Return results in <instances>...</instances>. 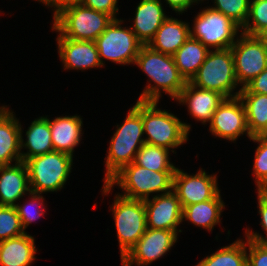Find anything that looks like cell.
I'll use <instances>...</instances> for the list:
<instances>
[{
  "mask_svg": "<svg viewBox=\"0 0 267 266\" xmlns=\"http://www.w3.org/2000/svg\"><path fill=\"white\" fill-rule=\"evenodd\" d=\"M134 65L148 77L147 84L137 99L139 101L159 102L162 93L175 101L186 84L173 56L160 53L148 45H142Z\"/></svg>",
  "mask_w": 267,
  "mask_h": 266,
  "instance_id": "cell-1",
  "label": "cell"
},
{
  "mask_svg": "<svg viewBox=\"0 0 267 266\" xmlns=\"http://www.w3.org/2000/svg\"><path fill=\"white\" fill-rule=\"evenodd\" d=\"M174 173L175 171L156 172L132 162L123 166L106 183H103L101 194L102 196L112 194L115 185L121 190L118 195L144 201L172 191Z\"/></svg>",
  "mask_w": 267,
  "mask_h": 266,
  "instance_id": "cell-2",
  "label": "cell"
},
{
  "mask_svg": "<svg viewBox=\"0 0 267 266\" xmlns=\"http://www.w3.org/2000/svg\"><path fill=\"white\" fill-rule=\"evenodd\" d=\"M127 112L123 122L120 125L117 124L116 130L109 141L108 151H106V157L104 158V183L123 166L134 162L137 152L145 143L141 101L136 100Z\"/></svg>",
  "mask_w": 267,
  "mask_h": 266,
  "instance_id": "cell-3",
  "label": "cell"
},
{
  "mask_svg": "<svg viewBox=\"0 0 267 266\" xmlns=\"http://www.w3.org/2000/svg\"><path fill=\"white\" fill-rule=\"evenodd\" d=\"M159 102L141 101V117L145 143L163 147L176 154L175 149L188 142L191 124L168 110L158 108Z\"/></svg>",
  "mask_w": 267,
  "mask_h": 266,
  "instance_id": "cell-4",
  "label": "cell"
},
{
  "mask_svg": "<svg viewBox=\"0 0 267 266\" xmlns=\"http://www.w3.org/2000/svg\"><path fill=\"white\" fill-rule=\"evenodd\" d=\"M52 17L51 30L58 33L57 37L94 42L113 20L110 15L80 2L61 8Z\"/></svg>",
  "mask_w": 267,
  "mask_h": 266,
  "instance_id": "cell-5",
  "label": "cell"
},
{
  "mask_svg": "<svg viewBox=\"0 0 267 266\" xmlns=\"http://www.w3.org/2000/svg\"><path fill=\"white\" fill-rule=\"evenodd\" d=\"M189 82L199 88L220 93L226 98L237 97L242 88L236 79L231 48L210 50Z\"/></svg>",
  "mask_w": 267,
  "mask_h": 266,
  "instance_id": "cell-6",
  "label": "cell"
},
{
  "mask_svg": "<svg viewBox=\"0 0 267 266\" xmlns=\"http://www.w3.org/2000/svg\"><path fill=\"white\" fill-rule=\"evenodd\" d=\"M73 158L66 153L51 151L25 161L28 169L30 191L46 194L65 188L72 173Z\"/></svg>",
  "mask_w": 267,
  "mask_h": 266,
  "instance_id": "cell-7",
  "label": "cell"
},
{
  "mask_svg": "<svg viewBox=\"0 0 267 266\" xmlns=\"http://www.w3.org/2000/svg\"><path fill=\"white\" fill-rule=\"evenodd\" d=\"M123 18L113 19L106 30L95 40L102 66L108 60L119 65H134L142 43ZM106 60V61H105Z\"/></svg>",
  "mask_w": 267,
  "mask_h": 266,
  "instance_id": "cell-8",
  "label": "cell"
},
{
  "mask_svg": "<svg viewBox=\"0 0 267 266\" xmlns=\"http://www.w3.org/2000/svg\"><path fill=\"white\" fill-rule=\"evenodd\" d=\"M110 206L120 248V260L138 242L147 229L144 201L114 195Z\"/></svg>",
  "mask_w": 267,
  "mask_h": 266,
  "instance_id": "cell-9",
  "label": "cell"
},
{
  "mask_svg": "<svg viewBox=\"0 0 267 266\" xmlns=\"http://www.w3.org/2000/svg\"><path fill=\"white\" fill-rule=\"evenodd\" d=\"M240 31L230 18L209 6L199 10L190 26V36L209 50L231 48Z\"/></svg>",
  "mask_w": 267,
  "mask_h": 266,
  "instance_id": "cell-10",
  "label": "cell"
},
{
  "mask_svg": "<svg viewBox=\"0 0 267 266\" xmlns=\"http://www.w3.org/2000/svg\"><path fill=\"white\" fill-rule=\"evenodd\" d=\"M231 51L236 79L241 88L267 68V47L256 35L241 32Z\"/></svg>",
  "mask_w": 267,
  "mask_h": 266,
  "instance_id": "cell-11",
  "label": "cell"
},
{
  "mask_svg": "<svg viewBox=\"0 0 267 266\" xmlns=\"http://www.w3.org/2000/svg\"><path fill=\"white\" fill-rule=\"evenodd\" d=\"M181 232L147 228L138 242L120 260L122 266H148L164 257L178 242Z\"/></svg>",
  "mask_w": 267,
  "mask_h": 266,
  "instance_id": "cell-12",
  "label": "cell"
},
{
  "mask_svg": "<svg viewBox=\"0 0 267 266\" xmlns=\"http://www.w3.org/2000/svg\"><path fill=\"white\" fill-rule=\"evenodd\" d=\"M216 174L210 175L203 168H199L196 174H189L177 167L173 178V191L182 208L213 199L221 191Z\"/></svg>",
  "mask_w": 267,
  "mask_h": 266,
  "instance_id": "cell-13",
  "label": "cell"
},
{
  "mask_svg": "<svg viewBox=\"0 0 267 266\" xmlns=\"http://www.w3.org/2000/svg\"><path fill=\"white\" fill-rule=\"evenodd\" d=\"M208 127L213 137L226 139L231 143H235L243 135L249 140L253 137L249 132L245 108L239 96L225 98L214 112Z\"/></svg>",
  "mask_w": 267,
  "mask_h": 266,
  "instance_id": "cell-14",
  "label": "cell"
},
{
  "mask_svg": "<svg viewBox=\"0 0 267 266\" xmlns=\"http://www.w3.org/2000/svg\"><path fill=\"white\" fill-rule=\"evenodd\" d=\"M144 205L147 228L182 232L179 228L180 224H183V208L173 190L144 200Z\"/></svg>",
  "mask_w": 267,
  "mask_h": 266,
  "instance_id": "cell-15",
  "label": "cell"
},
{
  "mask_svg": "<svg viewBox=\"0 0 267 266\" xmlns=\"http://www.w3.org/2000/svg\"><path fill=\"white\" fill-rule=\"evenodd\" d=\"M59 59L64 70H90L102 68L98 49L94 41L73 40L56 37Z\"/></svg>",
  "mask_w": 267,
  "mask_h": 266,
  "instance_id": "cell-16",
  "label": "cell"
},
{
  "mask_svg": "<svg viewBox=\"0 0 267 266\" xmlns=\"http://www.w3.org/2000/svg\"><path fill=\"white\" fill-rule=\"evenodd\" d=\"M225 98L220 93L199 88L188 81L175 101L187 106L189 116L205 126L210 123L214 112Z\"/></svg>",
  "mask_w": 267,
  "mask_h": 266,
  "instance_id": "cell-17",
  "label": "cell"
},
{
  "mask_svg": "<svg viewBox=\"0 0 267 266\" xmlns=\"http://www.w3.org/2000/svg\"><path fill=\"white\" fill-rule=\"evenodd\" d=\"M165 8L160 0H141L135 9L131 30L137 39L148 45L154 38L161 24L171 15L165 13Z\"/></svg>",
  "mask_w": 267,
  "mask_h": 266,
  "instance_id": "cell-18",
  "label": "cell"
},
{
  "mask_svg": "<svg viewBox=\"0 0 267 266\" xmlns=\"http://www.w3.org/2000/svg\"><path fill=\"white\" fill-rule=\"evenodd\" d=\"M20 120L9 105L0 106V166L22 161L20 150Z\"/></svg>",
  "mask_w": 267,
  "mask_h": 266,
  "instance_id": "cell-19",
  "label": "cell"
},
{
  "mask_svg": "<svg viewBox=\"0 0 267 266\" xmlns=\"http://www.w3.org/2000/svg\"><path fill=\"white\" fill-rule=\"evenodd\" d=\"M50 119L48 116L54 151L66 153L73 157L75 148L79 146L84 134L83 118L74 114Z\"/></svg>",
  "mask_w": 267,
  "mask_h": 266,
  "instance_id": "cell-20",
  "label": "cell"
},
{
  "mask_svg": "<svg viewBox=\"0 0 267 266\" xmlns=\"http://www.w3.org/2000/svg\"><path fill=\"white\" fill-rule=\"evenodd\" d=\"M29 192L28 169L25 162L0 166V205L15 206Z\"/></svg>",
  "mask_w": 267,
  "mask_h": 266,
  "instance_id": "cell-21",
  "label": "cell"
},
{
  "mask_svg": "<svg viewBox=\"0 0 267 266\" xmlns=\"http://www.w3.org/2000/svg\"><path fill=\"white\" fill-rule=\"evenodd\" d=\"M20 126V150L23 162L31 157L54 151L48 115L39 116L34 121H31L24 135L21 122ZM24 149L27 152H24Z\"/></svg>",
  "mask_w": 267,
  "mask_h": 266,
  "instance_id": "cell-22",
  "label": "cell"
},
{
  "mask_svg": "<svg viewBox=\"0 0 267 266\" xmlns=\"http://www.w3.org/2000/svg\"><path fill=\"white\" fill-rule=\"evenodd\" d=\"M190 37V22L168 17L157 30L148 46L152 49L173 55Z\"/></svg>",
  "mask_w": 267,
  "mask_h": 266,
  "instance_id": "cell-23",
  "label": "cell"
},
{
  "mask_svg": "<svg viewBox=\"0 0 267 266\" xmlns=\"http://www.w3.org/2000/svg\"><path fill=\"white\" fill-rule=\"evenodd\" d=\"M35 238L27 232L0 241V266H30L35 262L38 251Z\"/></svg>",
  "mask_w": 267,
  "mask_h": 266,
  "instance_id": "cell-24",
  "label": "cell"
},
{
  "mask_svg": "<svg viewBox=\"0 0 267 266\" xmlns=\"http://www.w3.org/2000/svg\"><path fill=\"white\" fill-rule=\"evenodd\" d=\"M219 192L213 199L183 207L182 222L188 221L193 226L213 231L221 224V216L225 209V202Z\"/></svg>",
  "mask_w": 267,
  "mask_h": 266,
  "instance_id": "cell-25",
  "label": "cell"
},
{
  "mask_svg": "<svg viewBox=\"0 0 267 266\" xmlns=\"http://www.w3.org/2000/svg\"><path fill=\"white\" fill-rule=\"evenodd\" d=\"M209 51L199 40L190 36L172 55L180 75L186 82L199 70Z\"/></svg>",
  "mask_w": 267,
  "mask_h": 266,
  "instance_id": "cell-26",
  "label": "cell"
},
{
  "mask_svg": "<svg viewBox=\"0 0 267 266\" xmlns=\"http://www.w3.org/2000/svg\"><path fill=\"white\" fill-rule=\"evenodd\" d=\"M243 238H237L229 245L222 246L202 258L195 266H247V238Z\"/></svg>",
  "mask_w": 267,
  "mask_h": 266,
  "instance_id": "cell-27",
  "label": "cell"
},
{
  "mask_svg": "<svg viewBox=\"0 0 267 266\" xmlns=\"http://www.w3.org/2000/svg\"><path fill=\"white\" fill-rule=\"evenodd\" d=\"M252 136L259 135L267 127V95L257 93H239Z\"/></svg>",
  "mask_w": 267,
  "mask_h": 266,
  "instance_id": "cell-28",
  "label": "cell"
},
{
  "mask_svg": "<svg viewBox=\"0 0 267 266\" xmlns=\"http://www.w3.org/2000/svg\"><path fill=\"white\" fill-rule=\"evenodd\" d=\"M170 152L172 150L144 143L137 152L134 163L156 172L175 171L177 167L170 161Z\"/></svg>",
  "mask_w": 267,
  "mask_h": 266,
  "instance_id": "cell-29",
  "label": "cell"
},
{
  "mask_svg": "<svg viewBox=\"0 0 267 266\" xmlns=\"http://www.w3.org/2000/svg\"><path fill=\"white\" fill-rule=\"evenodd\" d=\"M29 198L21 202L20 204H16V210L18 212V216L20 217L21 225L23 230L26 233L27 227L30 226L33 222H36L38 219L45 216L46 207L44 203V196L40 193L29 192L27 195Z\"/></svg>",
  "mask_w": 267,
  "mask_h": 266,
  "instance_id": "cell-30",
  "label": "cell"
},
{
  "mask_svg": "<svg viewBox=\"0 0 267 266\" xmlns=\"http://www.w3.org/2000/svg\"><path fill=\"white\" fill-rule=\"evenodd\" d=\"M214 3L210 8L221 12L241 29L246 24L249 13L250 0H213Z\"/></svg>",
  "mask_w": 267,
  "mask_h": 266,
  "instance_id": "cell-31",
  "label": "cell"
},
{
  "mask_svg": "<svg viewBox=\"0 0 267 266\" xmlns=\"http://www.w3.org/2000/svg\"><path fill=\"white\" fill-rule=\"evenodd\" d=\"M250 141L258 144L254 155L252 175L255 178L256 190H259L267 183V137L256 135Z\"/></svg>",
  "mask_w": 267,
  "mask_h": 266,
  "instance_id": "cell-32",
  "label": "cell"
},
{
  "mask_svg": "<svg viewBox=\"0 0 267 266\" xmlns=\"http://www.w3.org/2000/svg\"><path fill=\"white\" fill-rule=\"evenodd\" d=\"M267 26V0H250L246 24L241 32L257 35Z\"/></svg>",
  "mask_w": 267,
  "mask_h": 266,
  "instance_id": "cell-33",
  "label": "cell"
},
{
  "mask_svg": "<svg viewBox=\"0 0 267 266\" xmlns=\"http://www.w3.org/2000/svg\"><path fill=\"white\" fill-rule=\"evenodd\" d=\"M15 206L0 205V241L24 234Z\"/></svg>",
  "mask_w": 267,
  "mask_h": 266,
  "instance_id": "cell-34",
  "label": "cell"
},
{
  "mask_svg": "<svg viewBox=\"0 0 267 266\" xmlns=\"http://www.w3.org/2000/svg\"><path fill=\"white\" fill-rule=\"evenodd\" d=\"M257 208L260 218V225L262 230L265 231L264 234L251 230L250 227L246 228L244 231L245 238L253 240L258 243L267 245V197L264 196L259 190H257Z\"/></svg>",
  "mask_w": 267,
  "mask_h": 266,
  "instance_id": "cell-35",
  "label": "cell"
},
{
  "mask_svg": "<svg viewBox=\"0 0 267 266\" xmlns=\"http://www.w3.org/2000/svg\"><path fill=\"white\" fill-rule=\"evenodd\" d=\"M247 266H267V245L247 239Z\"/></svg>",
  "mask_w": 267,
  "mask_h": 266,
  "instance_id": "cell-36",
  "label": "cell"
},
{
  "mask_svg": "<svg viewBox=\"0 0 267 266\" xmlns=\"http://www.w3.org/2000/svg\"><path fill=\"white\" fill-rule=\"evenodd\" d=\"M118 1L119 0H80V3L90 9L106 13L113 19H118L116 17L120 12L117 4Z\"/></svg>",
  "mask_w": 267,
  "mask_h": 266,
  "instance_id": "cell-37",
  "label": "cell"
},
{
  "mask_svg": "<svg viewBox=\"0 0 267 266\" xmlns=\"http://www.w3.org/2000/svg\"><path fill=\"white\" fill-rule=\"evenodd\" d=\"M239 93H257L267 95V68L252 79Z\"/></svg>",
  "mask_w": 267,
  "mask_h": 266,
  "instance_id": "cell-38",
  "label": "cell"
},
{
  "mask_svg": "<svg viewBox=\"0 0 267 266\" xmlns=\"http://www.w3.org/2000/svg\"><path fill=\"white\" fill-rule=\"evenodd\" d=\"M161 2L166 3L167 7L171 8L177 15H183L188 9H191V6L203 3V0H164Z\"/></svg>",
  "mask_w": 267,
  "mask_h": 266,
  "instance_id": "cell-39",
  "label": "cell"
},
{
  "mask_svg": "<svg viewBox=\"0 0 267 266\" xmlns=\"http://www.w3.org/2000/svg\"><path fill=\"white\" fill-rule=\"evenodd\" d=\"M78 2H80V0H51L53 15L56 14L61 8L70 4H76Z\"/></svg>",
  "mask_w": 267,
  "mask_h": 266,
  "instance_id": "cell-40",
  "label": "cell"
},
{
  "mask_svg": "<svg viewBox=\"0 0 267 266\" xmlns=\"http://www.w3.org/2000/svg\"><path fill=\"white\" fill-rule=\"evenodd\" d=\"M267 47V26L256 35Z\"/></svg>",
  "mask_w": 267,
  "mask_h": 266,
  "instance_id": "cell-41",
  "label": "cell"
},
{
  "mask_svg": "<svg viewBox=\"0 0 267 266\" xmlns=\"http://www.w3.org/2000/svg\"><path fill=\"white\" fill-rule=\"evenodd\" d=\"M39 3H42L43 5H45L48 8H51V0H35Z\"/></svg>",
  "mask_w": 267,
  "mask_h": 266,
  "instance_id": "cell-42",
  "label": "cell"
},
{
  "mask_svg": "<svg viewBox=\"0 0 267 266\" xmlns=\"http://www.w3.org/2000/svg\"><path fill=\"white\" fill-rule=\"evenodd\" d=\"M259 191H260L264 196L267 197V183H266L265 185H263V186L259 189Z\"/></svg>",
  "mask_w": 267,
  "mask_h": 266,
  "instance_id": "cell-43",
  "label": "cell"
},
{
  "mask_svg": "<svg viewBox=\"0 0 267 266\" xmlns=\"http://www.w3.org/2000/svg\"><path fill=\"white\" fill-rule=\"evenodd\" d=\"M259 135L267 137V127Z\"/></svg>",
  "mask_w": 267,
  "mask_h": 266,
  "instance_id": "cell-44",
  "label": "cell"
}]
</instances>
